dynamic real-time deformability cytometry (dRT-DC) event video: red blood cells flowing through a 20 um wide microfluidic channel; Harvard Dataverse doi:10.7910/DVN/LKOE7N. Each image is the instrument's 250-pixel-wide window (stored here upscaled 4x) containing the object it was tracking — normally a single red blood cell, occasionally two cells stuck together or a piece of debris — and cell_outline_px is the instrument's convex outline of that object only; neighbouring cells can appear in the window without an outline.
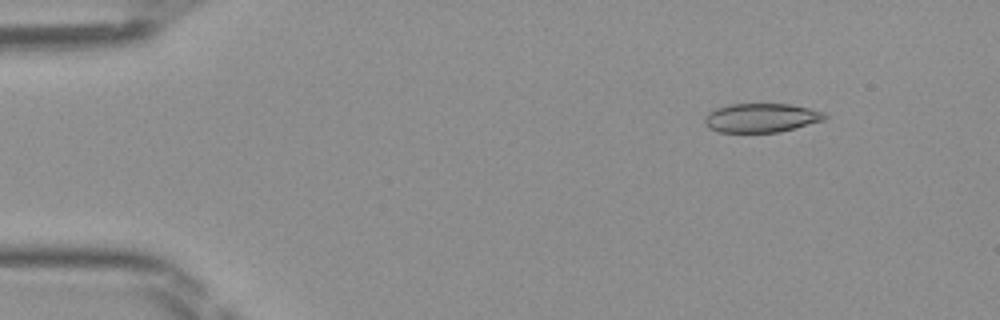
{"species": "Egyptian fruit bat (a non-hibernating species)", "species_latin": "Rousettus aegyptiacus", "temperature_condition": "room temperature", "stored_images_in_passage": 43, "camera_frame_rate_fps": 3000, "um_per_image_px": 0.085, "frame": {"image": 1, "passage_image": 1, "time_ms": 0.0, "image_size_px": [1000, 320], "cell_outline_px": [[828, 116], [824, 120], [780, 132], [720, 132], [708, 128], [704, 124], [704, 120], [708, 112], [716, 108], [732, 104], [792, 104], [824, 112]], "centroid_in_image_um": [64.7, 10.02], "position_along_channel_um": 20.3, "area_um2": 20.29}}
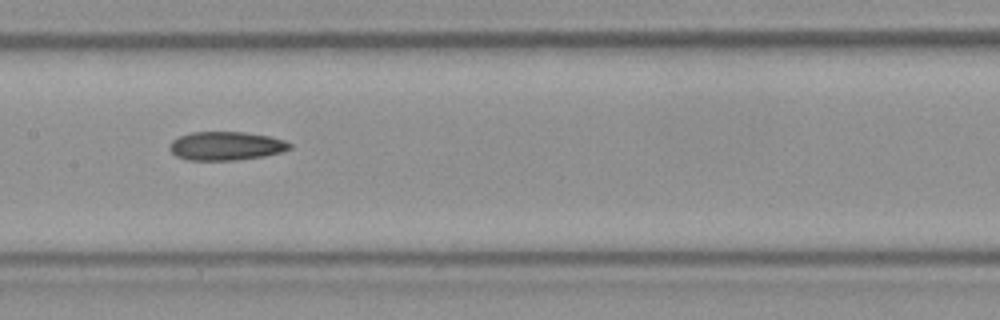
{"frame": {"image": 2, "passage_image": 19, "time_ms": 6.0, "image_size_px": [1000, 320], "cell_outline_px": [[292, 148], [284, 152], [264, 156], [236, 160], [188, 160], [176, 156], [168, 148], [168, 144], [172, 140], [180, 136], [192, 132], [244, 132], [268, 136], [284, 140], [292, 144]], "centroid_in_image_um": [19.22, 12.41], "position_along_channel_um": 188.2, "area_um2": 20.17}}
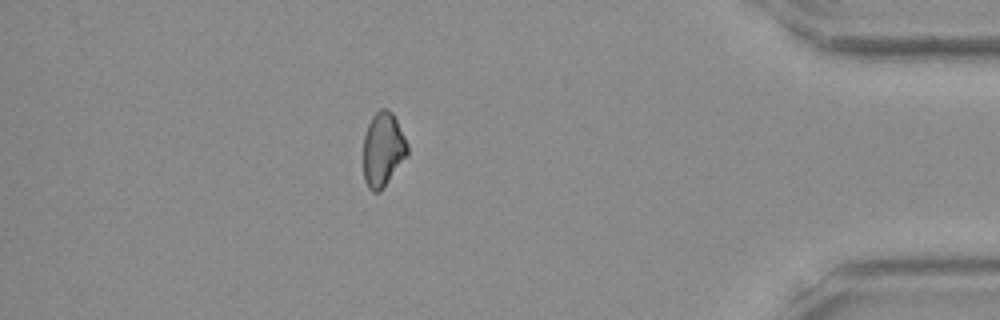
{"frame": {"image": 3, "passage_image": 37, "time_ms": 12.0, "image_size_px": [1000, 320], "cell_outline_px": [[408, 156], [380, 192], [372, 192], [368, 188], [364, 180], [364, 136], [368, 124], [372, 116], [380, 108], [388, 108], [392, 112], [408, 144]], "centroid_in_image_um": [32.56, 12.72], "position_along_channel_um": 402.6, "area_um2": 19.19}}